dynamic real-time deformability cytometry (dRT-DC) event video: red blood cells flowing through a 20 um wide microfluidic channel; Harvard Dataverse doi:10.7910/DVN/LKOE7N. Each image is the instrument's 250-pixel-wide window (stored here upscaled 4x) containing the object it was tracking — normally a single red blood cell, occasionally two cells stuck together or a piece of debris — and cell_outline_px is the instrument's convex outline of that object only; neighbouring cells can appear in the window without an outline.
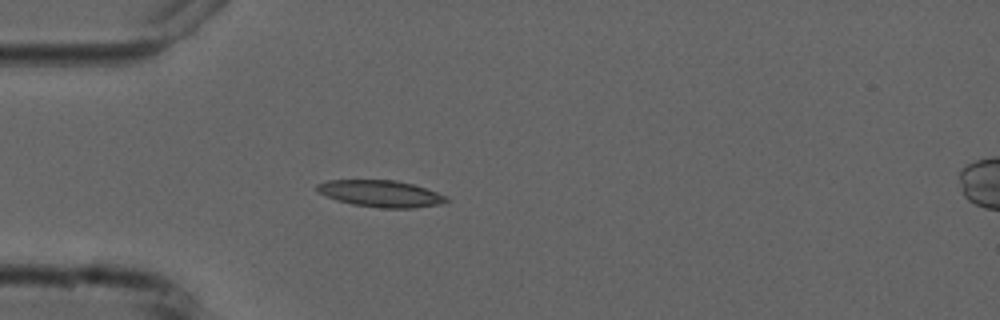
{"species": "common noctule bat (a hibernating species)", "species_latin": "Nyctalus noctula", "temperature_condition": "cold", "stored_images_in_passage": 2, "camera_frame_rate_fps": 3000, "um_per_image_px": 0.085, "animal": {"sex": "male", "forearm_length_mm": 52.5}, "frame": {"image": 1, "passage_image": 2, "time_ms": 2.0, "image_size_px": [1000, 320], "cell_outline_px": [[448, 200], [440, 204], [412, 208], [380, 208], [352, 204], [336, 200], [316, 192], [316, 184], [328, 180], [396, 180], [412, 184], [436, 192], [444, 196]], "centroid_in_image_um": [32.29, 16.45], "position_along_channel_um": 52.7, "area_um2": 20.0}}